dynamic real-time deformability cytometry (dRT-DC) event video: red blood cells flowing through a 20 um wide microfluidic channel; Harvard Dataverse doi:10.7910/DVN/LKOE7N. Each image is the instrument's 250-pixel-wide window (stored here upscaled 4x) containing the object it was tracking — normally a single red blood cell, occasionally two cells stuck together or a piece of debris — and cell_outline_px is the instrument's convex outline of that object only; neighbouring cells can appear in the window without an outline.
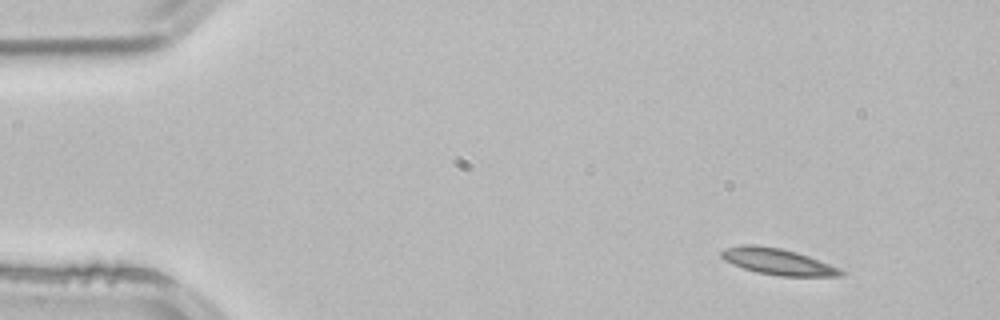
{"species": "common noctule bat (a hibernating species)", "species_latin": "Nyctalus noctula", "temperature_condition": "room temperature", "stored_images_in_passage": 4, "segment_of_instrument_passage": [1, 2], "camera_frame_rate_fps": 3000, "um_per_image_px": 0.085, "animal": {"sex": "male", "body_mass_g": 21.5, "forearm_length_mm": 52.0}, "frame": {"image": 1, "passage_image": 1, "time_ms": 0.0, "image_size_px": [1000, 320], "cell_outline_px": [[844, 276], [780, 276], [756, 272], [732, 264], [724, 260], [720, 256], [720, 252], [724, 248], [740, 244], [756, 244], [780, 248], [796, 252], [808, 256], [840, 268], [844, 272]], "centroid_in_image_um": [66.07, 22.22], "position_along_channel_um": 18.9, "area_um2": 18.38}}
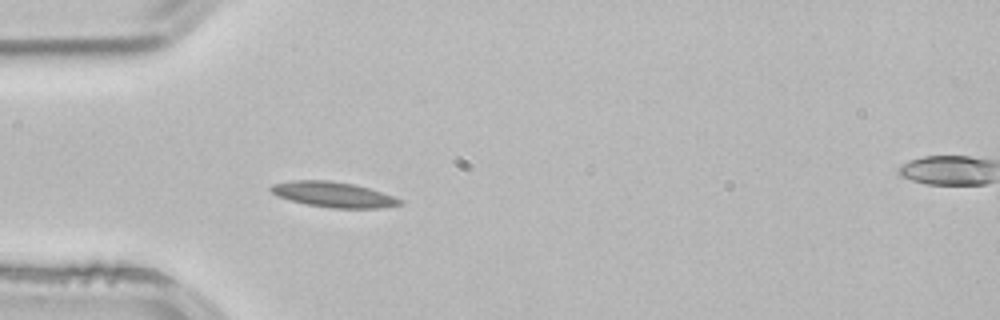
{"frame": {"image": 2, "passage_image": 3, "time_ms": 0.667, "image_size_px": [1000, 320], "cell_outline_px": [[404, 204], [380, 208], [332, 208], [304, 204], [276, 196], [268, 188], [272, 184], [292, 180], [328, 180], [356, 184], [404, 200]], "centroid_in_image_um": [28.31, 16.53], "position_along_channel_um": 56.7, "area_um2": 19.19}}